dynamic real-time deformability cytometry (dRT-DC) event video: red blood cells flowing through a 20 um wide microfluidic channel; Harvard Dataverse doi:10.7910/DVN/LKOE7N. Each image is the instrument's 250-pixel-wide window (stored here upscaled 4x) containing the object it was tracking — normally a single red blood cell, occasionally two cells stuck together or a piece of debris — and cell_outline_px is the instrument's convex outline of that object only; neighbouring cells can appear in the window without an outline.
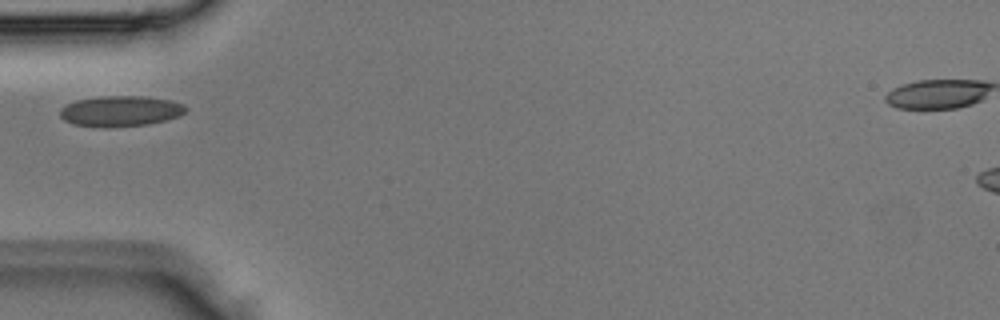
{"species": "Egyptian fruit bat (a non-hibernating species)", "species_latin": "Rousettus aegyptiacus", "temperature_condition": "room temperature", "stored_images_in_passage": 1, "camera_frame_rate_fps": 3000, "um_per_image_px": 0.085, "animal": {"sex": "male"}, "frame": {"image": 1, "passage_image": 1, "time_ms": 0.0, "image_size_px": [1000, 320], "cell_outline_px": [[188, 108], [180, 116], [168, 120], [148, 124], [108, 128], [100, 128], [72, 124], [64, 120], [60, 116], [60, 108], [76, 100], [100, 96], [144, 96], [172, 100], [184, 104]], "centroid_in_image_um": [10.26, 9.45], "position_along_channel_um": 74.7, "area_um2": 22.83}}